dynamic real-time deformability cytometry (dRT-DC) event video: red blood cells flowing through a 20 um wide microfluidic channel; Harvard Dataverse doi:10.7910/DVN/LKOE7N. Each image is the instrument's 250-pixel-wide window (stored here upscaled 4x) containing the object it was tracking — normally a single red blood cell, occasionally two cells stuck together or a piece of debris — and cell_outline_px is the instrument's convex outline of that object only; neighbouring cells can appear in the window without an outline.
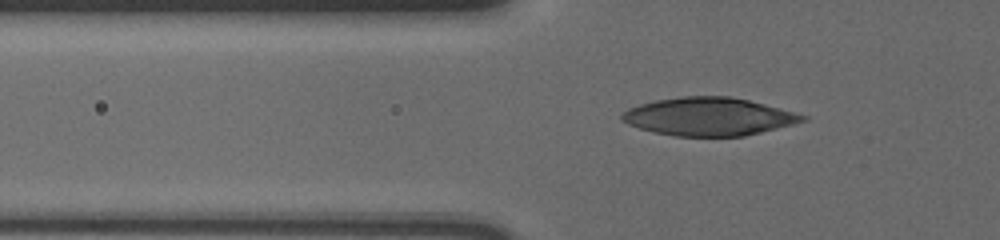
{"species": "human", "species_latin": "Homo sapiens", "temperature_condition": "cold", "stored_images_in_passage": 39, "camera_frame_rate_fps": 3000, "um_per_image_px": 0.085, "donor": {"sex": "male"}, "frame": {"image": 1, "passage_image": 2, "time_ms": 0.333, "image_size_px": [1000, 240], "cell_outline_px": [[808, 120], [744, 136], [676, 136], [656, 132], [640, 128], [628, 124], [620, 120], [620, 116], [628, 108], [640, 104], [656, 100], [680, 96], [728, 96], [748, 100], [780, 108], [808, 116]], "centroid_in_image_um": [60.23, 9.9], "position_along_channel_um": 65.6, "area_um2": 39.77}}
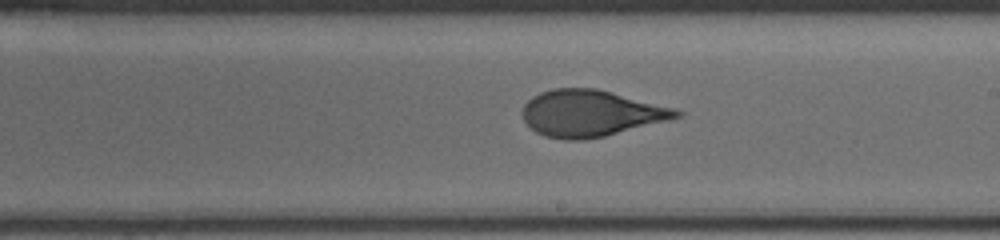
{"frame": {"image": 2, "passage_image": 17, "time_ms": 5.333, "image_size_px": [1000, 240], "cell_outline_px": [[684, 112], [680, 116], [668, 120], [604, 136], [580, 140], [564, 140], [544, 136], [536, 132], [524, 120], [520, 112], [524, 104], [532, 96], [540, 92], [552, 88], [596, 88], [676, 108]], "centroid_in_image_um": [50.18, 9.62], "position_along_channel_um": 238.8, "area_um2": 41.67}}
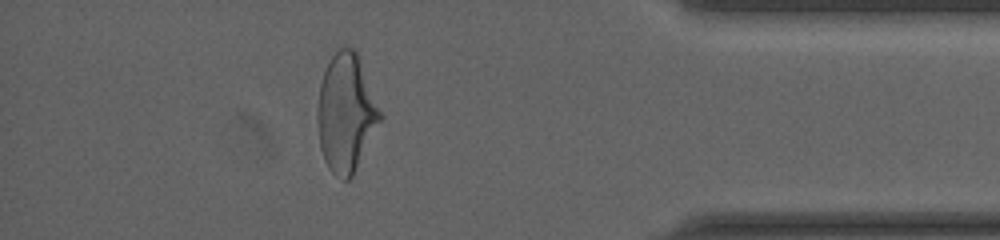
{"frame": {"image": 3, "passage_image": 33, "time_ms": 10.667, "image_size_px": [1000, 240], "cell_outline_px": [[384, 116], [352, 176], [348, 180], [344, 180], [336, 176], [328, 168], [324, 160], [320, 148], [316, 120], [316, 108], [320, 84], [324, 72], [332, 56], [340, 48], [352, 48], [356, 52]], "centroid_in_image_um": [29.4, 9.64], "position_along_channel_um": 405.8, "area_um2": 43.06}}